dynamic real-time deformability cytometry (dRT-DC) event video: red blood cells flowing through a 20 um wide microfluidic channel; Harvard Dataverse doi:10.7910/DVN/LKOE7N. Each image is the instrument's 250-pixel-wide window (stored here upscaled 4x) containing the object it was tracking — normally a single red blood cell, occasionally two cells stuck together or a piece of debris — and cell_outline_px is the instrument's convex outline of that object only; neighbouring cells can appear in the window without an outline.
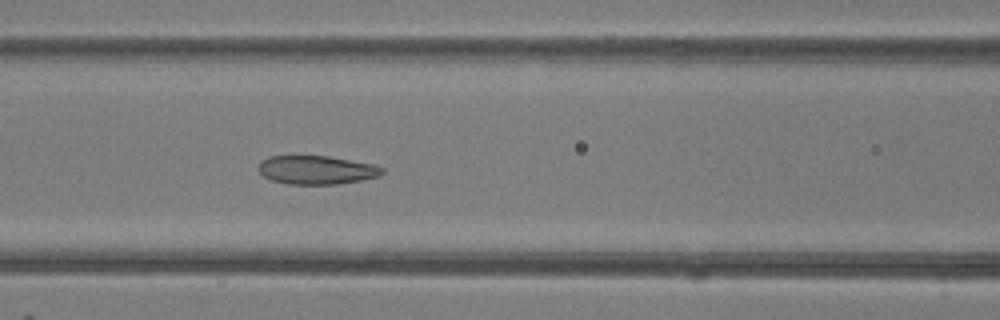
{"species": "common noctule bat (a hibernating species)", "species_latin": "Nyctalus noctula", "temperature_condition": "room temperature", "stored_images_in_passage": 23, "camera_frame_rate_fps": 3000, "um_per_image_px": 0.085, "animal": {"sex": "female"}, "frame": {"image": 1, "passage_image": 9, "time_ms": 2.667, "image_size_px": [1000, 320], "cell_outline_px": [[384, 172], [380, 176], [360, 180], [336, 184], [288, 184], [272, 180], [264, 176], [256, 168], [260, 160], [268, 156], [328, 156], [376, 164], [384, 168]], "centroid_in_image_um": [26.9, 14.43], "position_along_channel_um": 139.7, "area_um2": 20.81}}
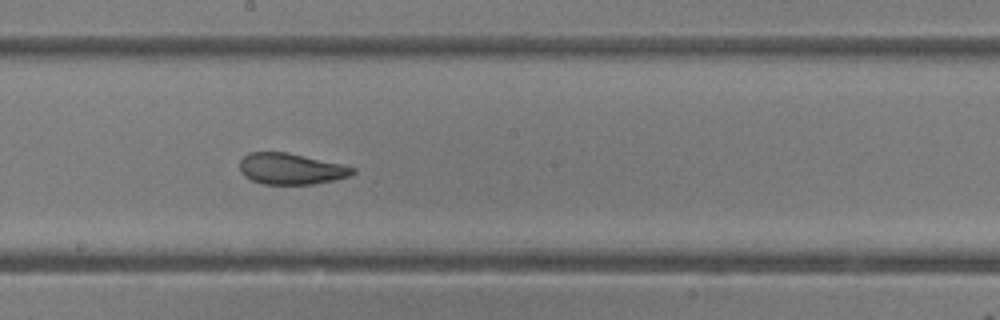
{"frame": {"image": 2, "passage_image": 15, "time_ms": 4.667, "image_size_px": [1000, 320], "cell_outline_px": [[356, 172], [348, 176], [332, 180], [312, 184], [264, 184], [252, 180], [244, 176], [240, 172], [240, 160], [248, 152], [288, 152], [344, 164], [356, 168]], "centroid_in_image_um": [24.73, 14.34], "position_along_channel_um": 223.5, "area_um2": 20.58}}
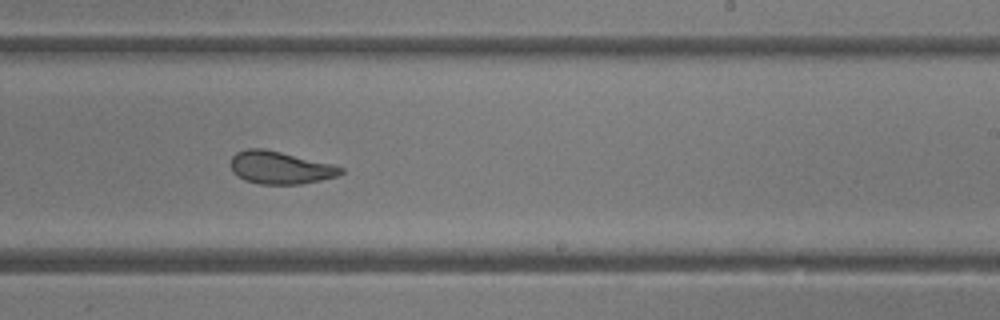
{"frame": {"image": 3, "passage_image": 18, "time_ms": 5.667, "image_size_px": [1000, 320], "cell_outline_px": [[344, 172], [336, 176], [320, 180], [300, 184], [260, 184], [244, 180], [232, 172], [232, 156], [236, 152], [248, 148], [264, 148], [332, 164], [344, 168]], "centroid_in_image_um": [23.8, 14.25], "position_along_channel_um": 265.2, "area_um2": 20.81}}